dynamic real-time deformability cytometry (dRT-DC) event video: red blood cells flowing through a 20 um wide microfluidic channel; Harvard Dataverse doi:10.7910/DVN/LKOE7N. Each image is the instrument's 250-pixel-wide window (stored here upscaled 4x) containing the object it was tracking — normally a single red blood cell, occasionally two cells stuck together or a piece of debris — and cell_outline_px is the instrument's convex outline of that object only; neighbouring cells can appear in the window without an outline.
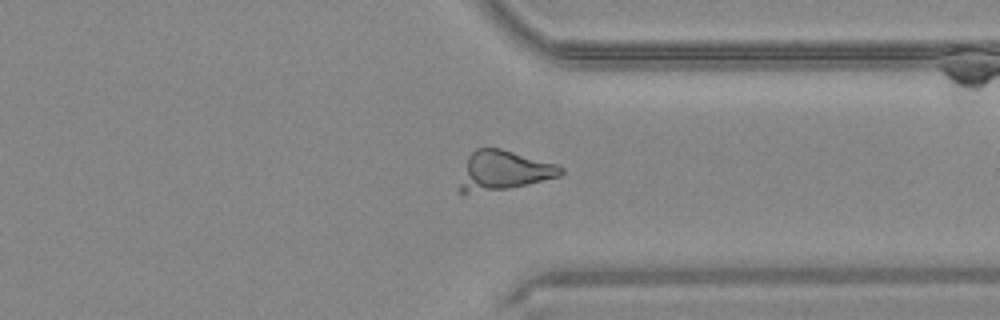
{"species": "common noctule bat (a hibernating species)", "species_latin": "Nyctalus noctula", "temperature_condition": "warm", "stored_images_in_passage": 48, "camera_frame_rate_fps": 3000, "um_per_image_px": 0.085, "animal": {"sex": "male", "body_mass_g": 20.4}, "frame": {"image": 1, "passage_image": 36, "time_ms": 11.667, "image_size_px": [1000, 320], "cell_outline_px": [[564, 172], [560, 176], [508, 188], [464, 196], [460, 196], [456, 188], [468, 156], [476, 148], [500, 148], [556, 164], [564, 168]], "centroid_in_image_um": [42.7, 14.54], "position_along_channel_um": 368.7, "area_um2": 23.58}}